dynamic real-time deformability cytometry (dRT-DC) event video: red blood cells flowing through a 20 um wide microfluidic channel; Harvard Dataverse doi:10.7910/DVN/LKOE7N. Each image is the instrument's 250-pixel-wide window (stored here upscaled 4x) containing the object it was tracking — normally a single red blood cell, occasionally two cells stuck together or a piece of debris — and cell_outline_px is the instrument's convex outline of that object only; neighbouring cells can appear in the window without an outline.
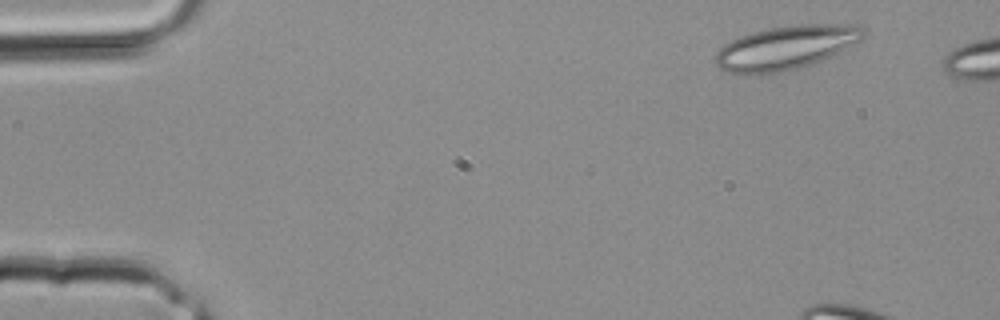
{"species": "common noctule bat (a hibernating species)", "species_latin": "Nyctalus noctula", "temperature_condition": "room temperature", "stored_images_in_passage": 4, "camera_frame_rate_fps": 3000, "um_per_image_px": 0.085, "animal": {"sex": "male", "body_mass_g": 20.4}, "frame": {"image": 1, "passage_image": 1, "time_ms": 0.0, "image_size_px": [1000, 320], "cell_outline_px": [[864, 36], [860, 40], [824, 60], [812, 64], [780, 72], [760, 76], [744, 76], [724, 72], [716, 64], [712, 56], [724, 44], [740, 36], [752, 32], [768, 28], [796, 24], [852, 24], [864, 28]], "centroid_in_image_um": [66.72, 4.08], "position_along_channel_um": 18.3, "area_um2": 38.44}}